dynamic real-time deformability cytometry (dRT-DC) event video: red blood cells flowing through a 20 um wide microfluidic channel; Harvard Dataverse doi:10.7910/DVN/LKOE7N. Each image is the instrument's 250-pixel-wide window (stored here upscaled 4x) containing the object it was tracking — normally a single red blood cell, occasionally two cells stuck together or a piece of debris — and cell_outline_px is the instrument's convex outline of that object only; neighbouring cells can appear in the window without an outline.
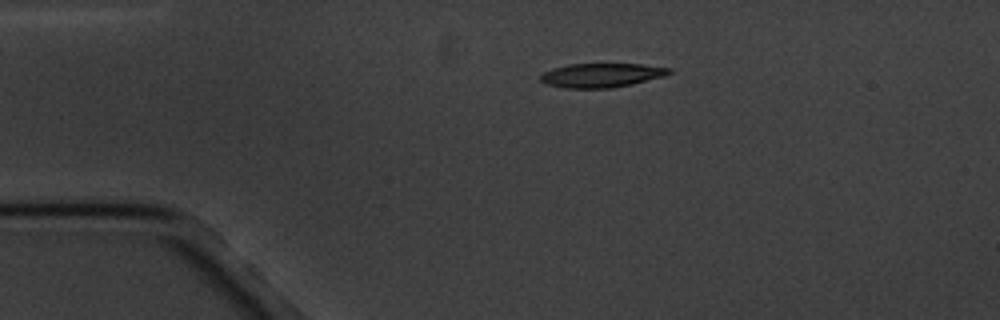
{"species": "common noctule bat (a hibernating species)", "species_latin": "Nyctalus noctula", "temperature_condition": "cold", "stored_images_in_passage": 2, "camera_frame_rate_fps": 3000, "um_per_image_px": 0.085, "animal": {"sex": "male", "body_mass_g": 20.1, "forearm_length_mm": 53.5}, "frame": {"image": 1, "passage_image": 1, "time_ms": 0.0, "image_size_px": [1000, 320], "cell_outline_px": [[672, 72], [664, 76], [632, 84], [612, 88], [568, 88], [544, 84], [540, 80], [540, 76], [544, 72], [552, 68], [568, 64], [640, 64], [672, 68]], "centroid_in_image_um": [51.11, 6.39], "position_along_channel_um": 33.9, "area_um2": 18.09}}